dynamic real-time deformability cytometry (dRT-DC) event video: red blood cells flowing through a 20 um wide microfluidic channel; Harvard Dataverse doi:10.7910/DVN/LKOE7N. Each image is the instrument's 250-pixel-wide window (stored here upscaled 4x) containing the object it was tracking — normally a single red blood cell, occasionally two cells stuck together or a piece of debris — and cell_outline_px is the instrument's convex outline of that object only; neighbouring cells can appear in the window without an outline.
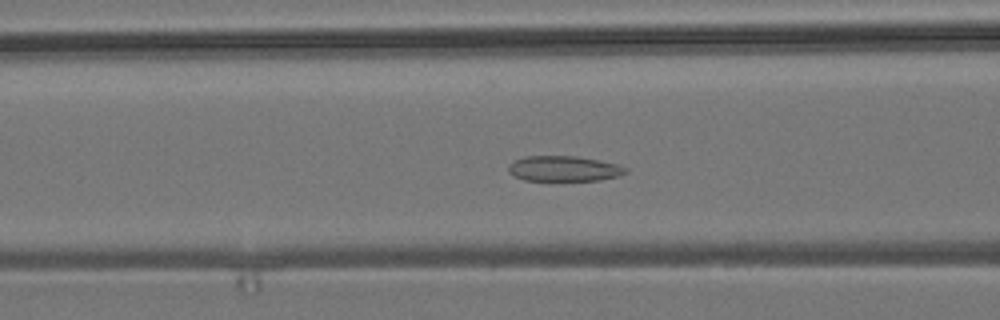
{"species": "common noctule bat (a hibernating species)", "species_latin": "Nyctalus noctula", "temperature_condition": "room temperature", "stored_images_in_passage": 52, "camera_frame_rate_fps": 3000, "um_per_image_px": 0.085, "animal": {"sex": "male", "body_mass_g": 19.2, "forearm_length_mm": 51.8}, "frame": {"image": 1, "passage_image": 19, "time_ms": 6.0, "image_size_px": [1000, 320], "cell_outline_px": [[628, 172], [616, 176], [600, 180], [524, 180], [512, 176], [508, 172], [508, 164], [524, 156], [576, 156], [616, 164], [628, 168]], "centroid_in_image_um": [47.88, 14.33], "position_along_channel_um": 118.7, "area_um2": 17.22}}
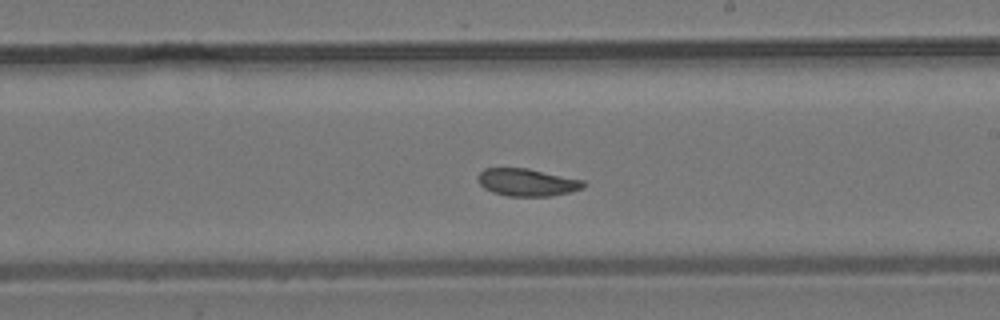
{"frame": {"image": 2, "passage_image": 29, "time_ms": 9.333, "image_size_px": [1000, 320], "cell_outline_px": [[584, 188], [572, 192], [552, 196], [508, 196], [492, 192], [484, 188], [480, 184], [476, 176], [484, 168], [528, 168], [584, 180]], "centroid_in_image_um": [44.81, 15.5], "position_along_channel_um": 244.2, "area_um2": 17.05}}
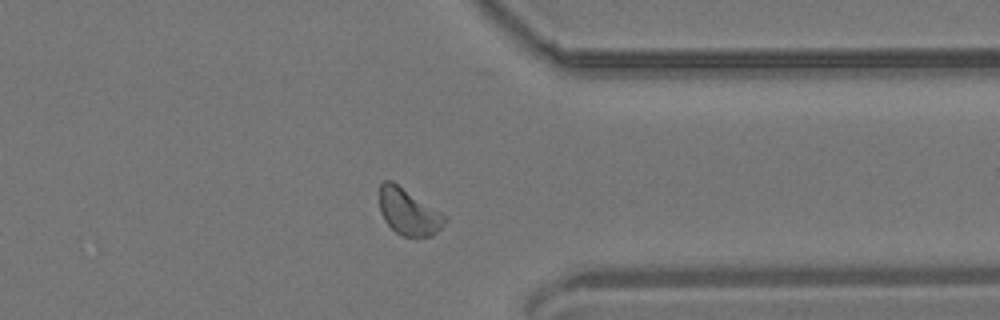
{"frame": {"image": 3, "passage_image": 40, "time_ms": 13.0, "image_size_px": [1000, 320], "cell_outline_px": [[448, 220], [432, 236], [404, 236], [396, 232], [384, 220], [380, 212], [380, 184], [384, 180], [392, 180], [448, 216]], "centroid_in_image_um": [34.74, 17.99], "position_along_channel_um": 376.7, "area_um2": 17.69}, "authors_computed_cell_mechanics": {"area_um2": 17.6001, "velocity_mm_per_s": 3.7674, "shape_relaxation_time_tau1_ms": null, "shape_relaxation_time_tau2_ms": 1.8782, "deformation_change_tau1": null, "deformation_change_tau2": 0.0561}}